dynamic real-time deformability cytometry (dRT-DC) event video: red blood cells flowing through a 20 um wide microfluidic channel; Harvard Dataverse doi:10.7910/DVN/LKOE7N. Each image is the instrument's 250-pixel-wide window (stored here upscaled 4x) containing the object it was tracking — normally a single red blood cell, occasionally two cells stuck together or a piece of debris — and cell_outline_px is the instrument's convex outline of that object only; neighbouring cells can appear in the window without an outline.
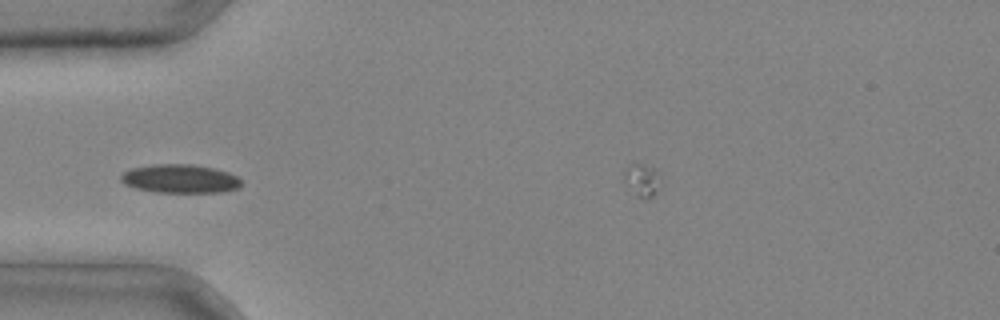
{"species": "common noctule bat (a hibernating species)", "species_latin": "Nyctalus noctula", "temperature_condition": "cold", "stored_images_in_passage": 4, "camera_frame_rate_fps": 3000, "um_per_image_px": 0.085, "animal": {"sex": "male", "body_mass_g": 20.4}, "frame": {"image": 1, "passage_image": 4, "time_ms": 1.0, "image_size_px": [1000, 320], "cell_outline_px": [[240, 188], [220, 192], [156, 192], [136, 188], [124, 184], [120, 180], [120, 172], [132, 168], [152, 164], [192, 164], [212, 168], [228, 172], [236, 176], [240, 180]], "centroid_in_image_um": [15.26, 15.18], "position_along_channel_um": 69.7, "area_um2": 20.11}}